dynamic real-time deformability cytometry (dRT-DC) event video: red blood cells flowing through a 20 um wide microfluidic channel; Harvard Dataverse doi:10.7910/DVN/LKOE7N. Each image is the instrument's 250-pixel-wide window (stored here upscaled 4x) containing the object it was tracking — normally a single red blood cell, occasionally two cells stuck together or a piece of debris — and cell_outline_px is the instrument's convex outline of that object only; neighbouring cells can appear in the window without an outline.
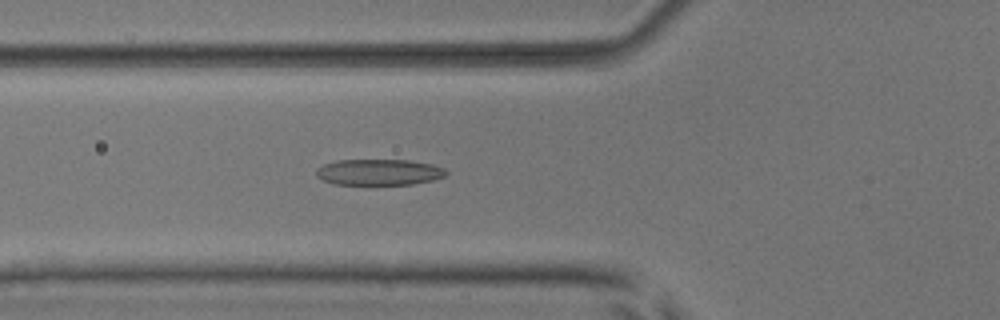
{"species": "common noctule bat (a hibernating species)", "species_latin": "Nyctalus noctula", "temperature_condition": "room temperature", "stored_images_in_passage": 53, "camera_frame_rate_fps": 3000, "um_per_image_px": 0.085, "animal": {"sex": "male", "body_mass_g": 17.9, "forearm_length_mm": 54.2}, "frame": {"image": 1, "passage_image": 20, "time_ms": 6.333, "image_size_px": [1000, 320], "cell_outline_px": [[448, 172], [444, 176], [432, 180], [412, 184], [332, 184], [316, 176], [316, 168], [324, 164], [336, 160], [408, 160], [432, 164], [444, 168]], "centroid_in_image_um": [32.19, 14.63], "position_along_channel_um": 93.6, "area_um2": 19.65}}
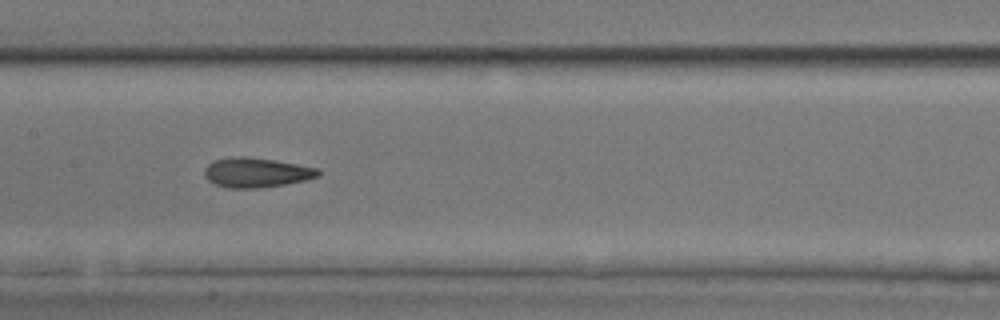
{"frame": {"image": 2, "passage_image": 27, "time_ms": 8.667, "image_size_px": [1000, 320], "cell_outline_px": [[320, 176], [304, 180], [284, 184], [260, 188], [228, 188], [216, 184], [208, 180], [204, 176], [204, 168], [212, 160], [232, 156], [244, 156], [272, 160], [320, 168]], "centroid_in_image_um": [21.76, 14.66], "position_along_channel_um": 185.6, "area_um2": 19.71}}
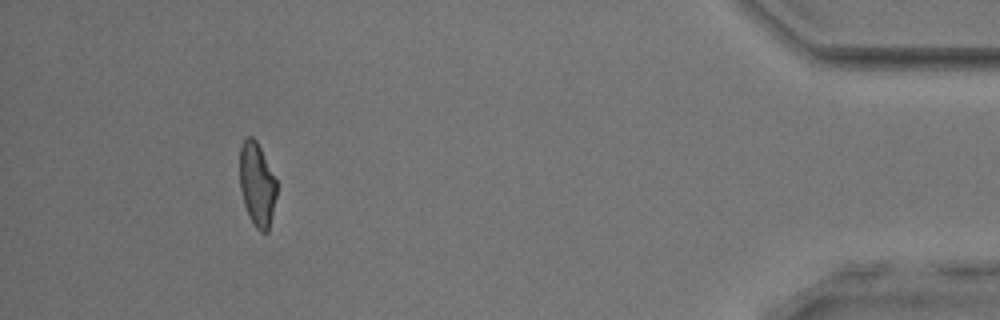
{"frame": {"image": 3, "passage_image": 49, "time_ms": 16.0, "image_size_px": [1000, 320], "cell_outline_px": [[276, 196], [268, 232], [260, 232], [256, 228], [244, 204], [240, 188], [240, 144], [244, 136], [252, 136], [256, 140], [276, 180]], "centroid_in_image_um": [21.83, 15.63], "position_along_channel_um": 413.4, "area_um2": 17.8}, "authors_computed_cell_mechanics": {"area_um2": 19.652, "velocity_mm_per_s": 3.9327, "shape_relaxation_time_tau1_ms": 3.5443, "shape_relaxation_time_tau2_ms": 2.1647, "deformation_change_tau1": 0.1533, "deformation_change_tau2": 0.1134}}